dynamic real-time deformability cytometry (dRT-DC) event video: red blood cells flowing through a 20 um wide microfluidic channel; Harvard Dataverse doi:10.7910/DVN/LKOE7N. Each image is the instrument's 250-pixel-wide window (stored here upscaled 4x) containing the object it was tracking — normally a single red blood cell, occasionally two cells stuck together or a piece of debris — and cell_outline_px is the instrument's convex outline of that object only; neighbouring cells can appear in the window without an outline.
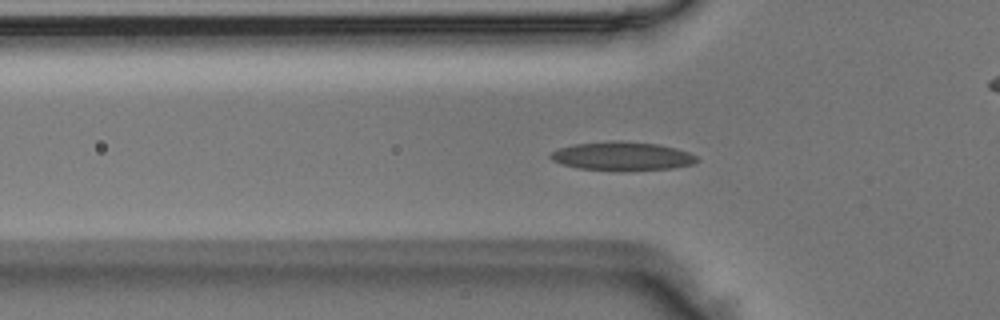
{"species": "Egyptian fruit bat (a non-hibernating species)", "species_latin": "Rousettus aegyptiacus", "temperature_condition": "room temperature", "stored_images_in_passage": 52, "camera_frame_rate_fps": 3000, "um_per_image_px": 0.085, "animal": {"sex": "male"}, "frame": {"image": 1, "passage_image": 16, "time_ms": 5.0, "image_size_px": [1000, 320], "cell_outline_px": [[700, 160], [692, 164], [672, 168], [580, 168], [564, 164], [552, 160], [548, 156], [552, 152], [560, 148], [576, 144], [612, 140], [620, 140], [656, 144], [676, 148], [688, 152], [696, 156]], "centroid_in_image_um": [52.9, 13.22], "position_along_channel_um": 72.9, "area_um2": 23.29}}
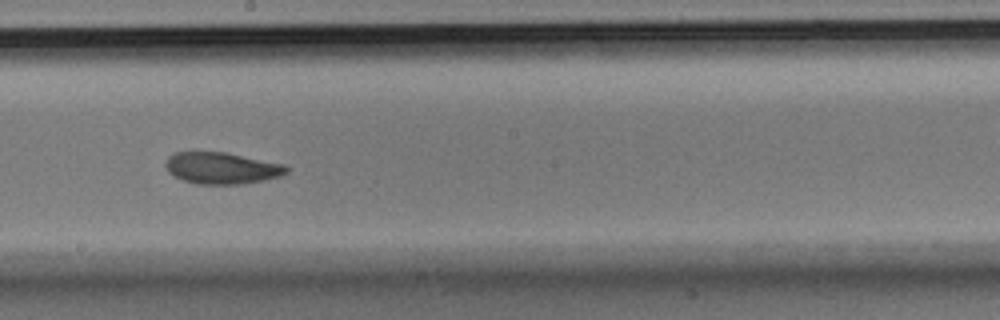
{"frame": {"image": 2, "passage_image": 28, "time_ms": 9.0, "image_size_px": [1000, 320], "cell_outline_px": [[288, 172], [280, 176], [264, 180], [240, 184], [196, 184], [184, 180], [168, 172], [164, 164], [168, 156], [176, 152], [224, 152], [288, 164]], "centroid_in_image_um": [18.88, 14.28], "position_along_channel_um": 229.3, "area_um2": 22.37}}
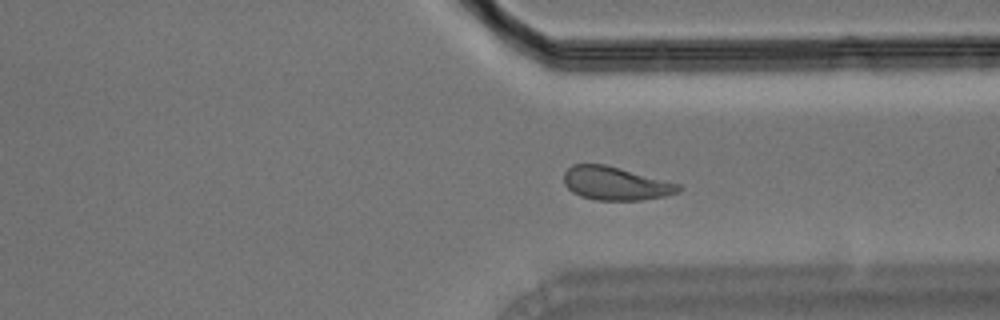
{"frame": {"image": 3, "passage_image": 38, "time_ms": 12.333, "image_size_px": [1000, 320], "cell_outline_px": [[684, 188], [680, 192], [664, 196], [644, 200], [596, 200], [580, 196], [572, 192], [564, 184], [564, 172], [572, 164], [604, 164], [620, 168], [680, 184]], "centroid_in_image_um": [52.33, 15.6], "position_along_channel_um": 359.1, "area_um2": 22.37}}